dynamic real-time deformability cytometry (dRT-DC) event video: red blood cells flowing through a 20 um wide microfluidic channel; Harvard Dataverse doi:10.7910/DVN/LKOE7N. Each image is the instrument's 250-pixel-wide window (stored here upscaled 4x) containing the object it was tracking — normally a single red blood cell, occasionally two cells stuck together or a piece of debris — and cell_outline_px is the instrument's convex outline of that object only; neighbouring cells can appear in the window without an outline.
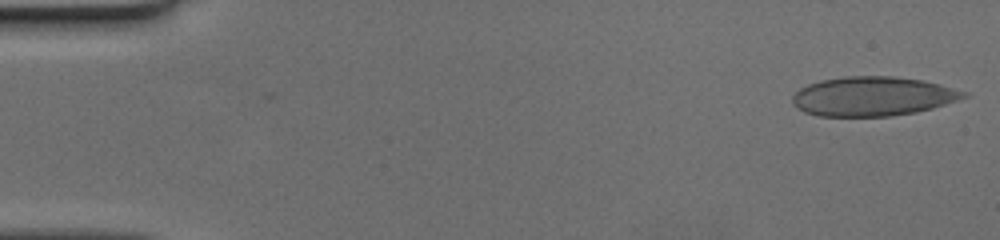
{"species": "human", "species_latin": "Homo sapiens", "temperature_condition": "cold", "stored_images_in_passage": 50, "camera_frame_rate_fps": 3000, "um_per_image_px": 0.085, "donor": {"sex": "female"}, "frame": {"image": 1, "passage_image": 1, "time_ms": 0.0, "image_size_px": [1000, 240], "cell_outline_px": [[972, 96], [932, 108], [916, 112], [892, 116], [816, 116], [804, 112], [796, 108], [792, 104], [792, 96], [800, 88], [808, 84], [820, 80], [844, 76], [892, 76], [924, 80], [940, 84], [968, 92]], "centroid_in_image_um": [74.2, 8.19], "position_along_channel_um": 10.8, "area_um2": 39.65}}
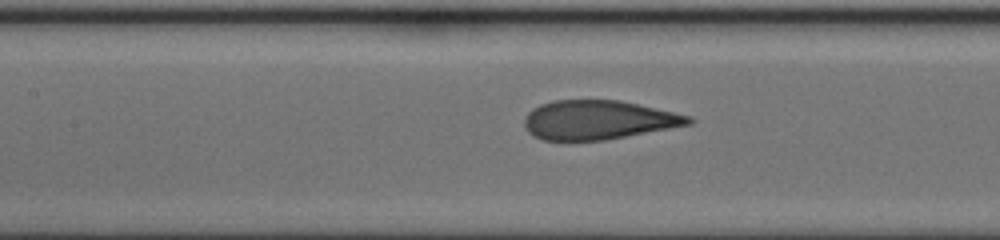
{"frame": {"image": 2, "passage_image": 23, "time_ms": 7.333, "image_size_px": [1000, 240], "cell_outline_px": [[696, 120], [692, 124], [604, 140], [540, 140], [532, 136], [528, 132], [524, 124], [524, 116], [532, 108], [540, 104], [552, 100], [620, 100], [692, 116]], "centroid_in_image_um": [50.83, 10.19], "position_along_channel_um": 156.6, "area_um2": 37.57}}
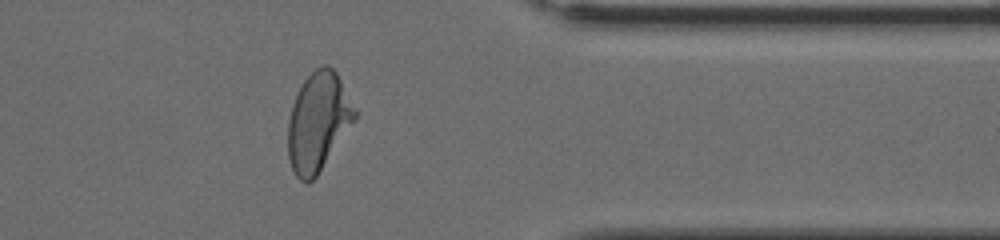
{"frame": {"image": 3, "passage_image": 41, "time_ms": 13.333, "image_size_px": [1000, 240], "cell_outline_px": [[360, 112], [356, 120], [316, 176], [308, 184], [304, 184], [296, 176], [292, 168], [288, 156], [288, 120], [292, 104], [304, 80], [316, 68], [324, 64], [328, 64], [336, 72]], "centroid_in_image_um": [27.08, 10.35], "position_along_channel_um": 384.3, "area_um2": 38.73}}